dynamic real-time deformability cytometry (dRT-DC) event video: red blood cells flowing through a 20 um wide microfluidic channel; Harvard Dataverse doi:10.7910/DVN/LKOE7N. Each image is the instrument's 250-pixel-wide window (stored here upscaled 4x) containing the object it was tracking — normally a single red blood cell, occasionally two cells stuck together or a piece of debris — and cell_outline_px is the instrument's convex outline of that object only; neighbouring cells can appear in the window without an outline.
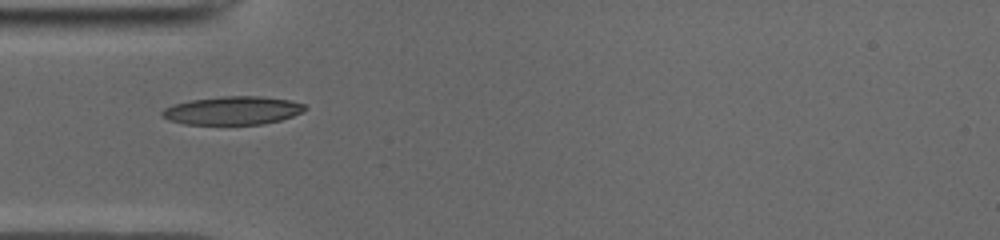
{"species": "common noctule bat (a hibernating species)", "species_latin": "Nyctalus noctula", "temperature_condition": "cold", "stored_images_in_passage": 13, "camera_frame_rate_fps": 3000, "um_per_image_px": 0.085, "animal": {"sex": "male", "body_mass_g": 19.0, "forearm_length_mm": 50.8}, "frame": {"image": 1, "passage_image": 1, "time_ms": 0.0, "image_size_px": [1000, 240], "cell_outline_px": [[308, 108], [292, 116], [280, 120], [260, 124], [184, 124], [168, 120], [160, 116], [160, 112], [164, 108], [172, 104], [188, 100], [220, 96], [260, 96], [288, 100], [304, 104]], "centroid_in_image_um": [19.7, 9.39], "position_along_channel_um": 65.3, "area_um2": 23.64}}
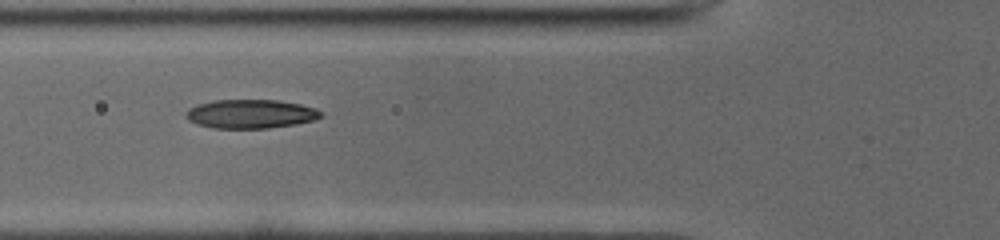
{"frame": {"image": 2, "passage_image": 4, "time_ms": 1.0, "image_size_px": [1000, 240], "cell_outline_px": [[324, 116], [316, 120], [296, 124], [268, 128], [212, 128], [196, 124], [188, 120], [184, 116], [184, 112], [188, 108], [196, 104], [216, 100], [276, 100], [300, 104], [316, 108], [324, 112]], "centroid_in_image_um": [21.3, 9.68], "position_along_channel_um": 104.5, "area_um2": 23.06}}
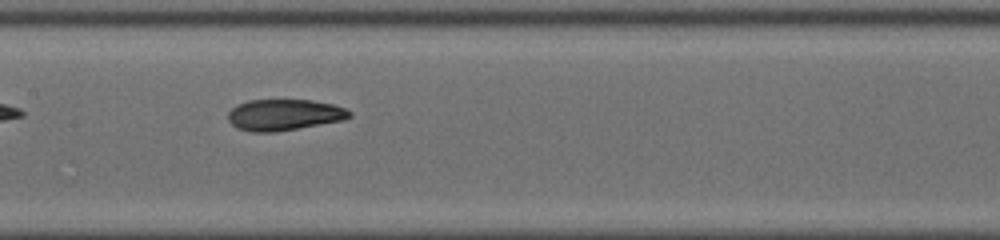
{"frame": {"image": 3, "passage_image": 10, "time_ms": 3.0, "image_size_px": [1000, 240], "cell_outline_px": [[352, 116], [344, 120], [276, 132], [252, 132], [236, 128], [228, 120], [228, 112], [236, 104], [248, 100], [312, 100], [332, 104], [344, 108], [352, 112]], "centroid_in_image_um": [24.13, 9.76], "position_along_channel_um": 183.3, "area_um2": 22.2}}